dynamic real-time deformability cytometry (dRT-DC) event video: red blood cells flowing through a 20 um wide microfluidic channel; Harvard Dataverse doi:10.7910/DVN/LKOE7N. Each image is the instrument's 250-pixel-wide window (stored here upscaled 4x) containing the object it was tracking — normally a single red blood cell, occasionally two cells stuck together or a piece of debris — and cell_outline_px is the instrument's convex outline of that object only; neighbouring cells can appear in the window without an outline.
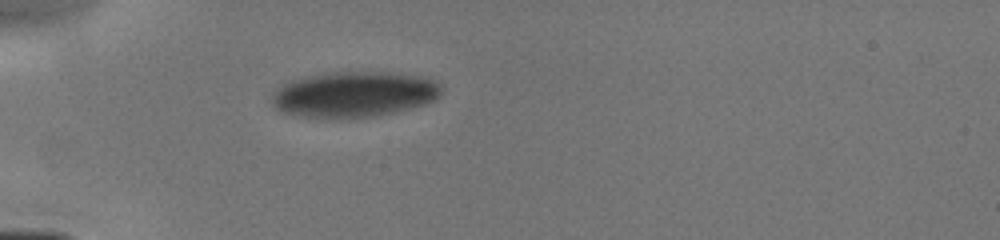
{"species": "human", "species_latin": "Homo sapiens", "temperature_condition": "cold", "stored_images_in_passage": 3, "camera_frame_rate_fps": 3000, "um_per_image_px": 0.085, "donor": {"sex": "male"}, "frame": {"image": 1, "passage_image": 3, "time_ms": 2.333, "image_size_px": [1000, 240], "cell_outline_px": [[444, 88], [440, 96], [436, 100], [412, 108], [396, 112], [376, 116], [340, 120], [300, 116], [284, 112], [276, 108], [272, 100], [272, 92], [276, 88], [288, 80], [304, 76], [324, 72], [388, 72], [420, 76], [432, 80], [440, 84]], "centroid_in_image_um": [30.08, 8.03], "position_along_channel_um": 54.9, "area_um2": 46.07}}